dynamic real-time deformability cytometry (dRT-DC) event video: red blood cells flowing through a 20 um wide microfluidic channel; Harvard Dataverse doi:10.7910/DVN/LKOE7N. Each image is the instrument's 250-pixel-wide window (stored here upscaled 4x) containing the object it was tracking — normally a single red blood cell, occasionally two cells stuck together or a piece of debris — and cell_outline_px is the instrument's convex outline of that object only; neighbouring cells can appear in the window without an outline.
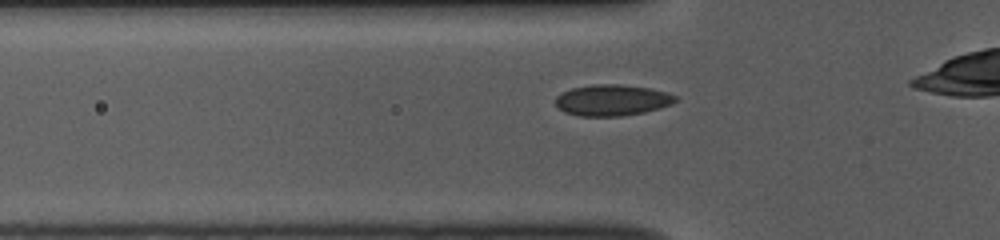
{"species": "common noctule bat (a hibernating species)", "species_latin": "Nyctalus noctula", "temperature_condition": "room temperature", "stored_images_in_passage": 34, "camera_frame_rate_fps": 3000, "um_per_image_px": 0.085, "animal": {"sex": "female", "body_mass_g": 10.0, "forearm_length_mm": 53.1}, "frame": {"image": 1, "passage_image": 8, "time_ms": 2.333, "image_size_px": [1000, 240], "cell_outline_px": [[676, 100], [672, 104], [660, 108], [644, 112], [620, 116], [580, 116], [564, 112], [556, 104], [556, 96], [572, 88], [596, 84], [620, 84], [648, 88], [664, 92], [676, 96]], "centroid_in_image_um": [52.02, 8.52], "position_along_channel_um": 73.8, "area_um2": 21.5}}
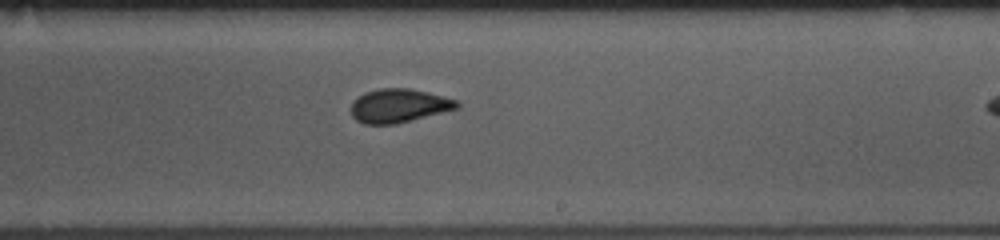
{"frame": {"image": 2, "passage_image": 22, "time_ms": 7.0, "image_size_px": [1000, 240], "cell_outline_px": [[460, 108], [396, 124], [364, 124], [356, 120], [352, 116], [352, 104], [364, 92], [380, 88], [408, 88], [428, 92], [456, 100], [460, 104]], "centroid_in_image_um": [33.92, 8.99], "position_along_channel_um": 255.1, "area_um2": 20.69}}
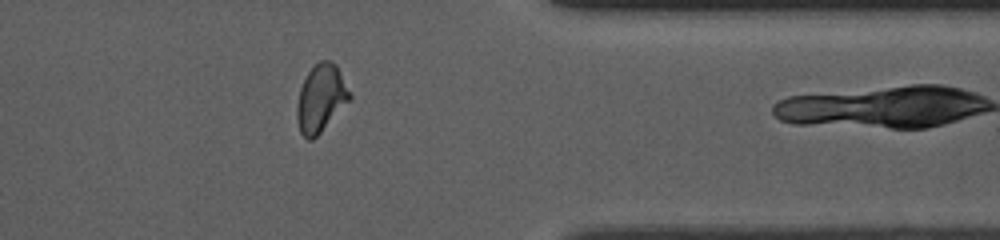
{"frame": {"image": 3, "passage_image": 33, "time_ms": 10.667, "image_size_px": [1000, 240], "cell_outline_px": [[352, 100], [312, 140], [308, 140], [300, 132], [296, 116], [296, 108], [300, 88], [308, 72], [320, 60], [332, 60], [336, 64], [352, 96]], "centroid_in_image_um": [27.29, 8.36], "position_along_channel_um": 384.1, "area_um2": 20.75}}